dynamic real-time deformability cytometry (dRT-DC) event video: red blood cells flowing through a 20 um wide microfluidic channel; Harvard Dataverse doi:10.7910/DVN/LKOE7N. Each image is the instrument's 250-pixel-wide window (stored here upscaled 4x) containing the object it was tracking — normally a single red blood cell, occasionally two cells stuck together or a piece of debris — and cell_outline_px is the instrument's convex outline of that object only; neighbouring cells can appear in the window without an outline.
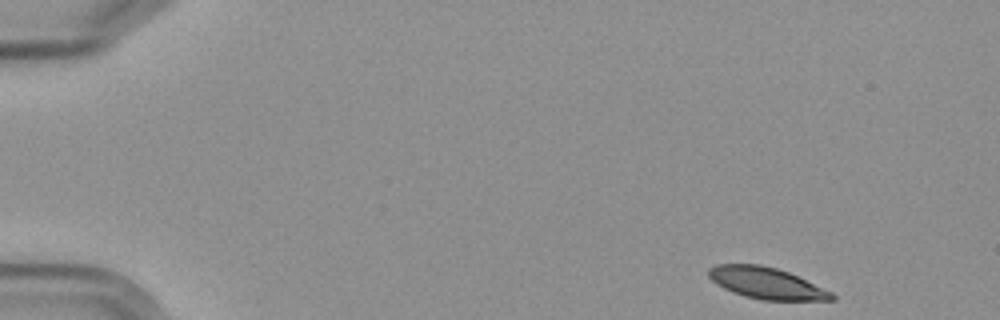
{"species": "Egyptian fruit bat (a non-hibernating species)", "species_latin": "Rousettus aegyptiacus", "temperature_condition": "cold", "stored_images_in_passage": 5, "segment_of_instrument_passage": [1, 2], "camera_frame_rate_fps": 3000, "um_per_image_px": 0.085, "frame": {"image": 1, "passage_image": 1, "time_ms": 0.0, "image_size_px": [1000, 320], "cell_outline_px": [[836, 300], [764, 300], [744, 296], [732, 292], [716, 284], [708, 276], [708, 268], [716, 264], [760, 264], [776, 268], [788, 272], [832, 292], [836, 296]], "centroid_in_image_um": [65.12, 24.06], "position_along_channel_um": 19.9, "area_um2": 22.48}}